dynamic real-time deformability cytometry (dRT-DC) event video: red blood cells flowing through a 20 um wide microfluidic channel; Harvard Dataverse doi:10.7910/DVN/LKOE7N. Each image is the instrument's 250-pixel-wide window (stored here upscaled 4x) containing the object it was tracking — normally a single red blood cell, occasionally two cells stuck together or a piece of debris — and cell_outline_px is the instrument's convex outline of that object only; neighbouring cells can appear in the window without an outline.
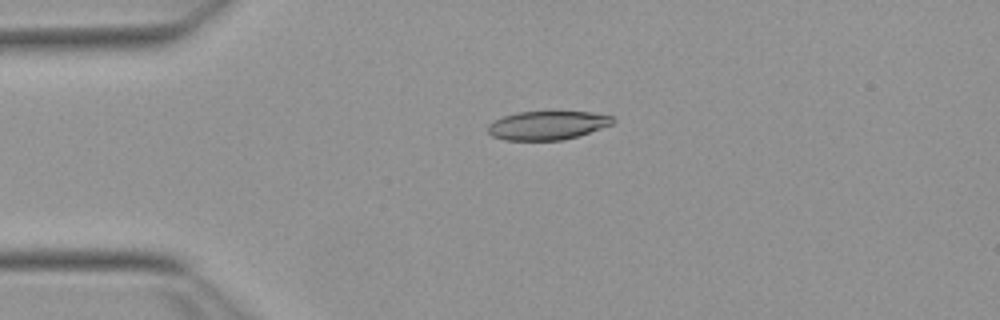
{"species": "Egyptian fruit bat (a non-hibernating species)", "species_latin": "Rousettus aegyptiacus", "temperature_condition": "warm", "stored_images_in_passage": 42, "camera_frame_rate_fps": 3000, "um_per_image_px": 0.085, "animal": {"sex": "female"}, "frame": {"image": 1, "passage_image": 1, "time_ms": 0.0, "image_size_px": [1000, 320], "cell_outline_px": [[616, 120], [612, 124], [564, 140], [504, 140], [492, 136], [488, 132], [488, 124], [492, 120], [504, 116], [520, 112], [592, 112], [612, 116]], "centroid_in_image_um": [46.49, 10.65], "position_along_channel_um": 38.5, "area_um2": 20.75}}
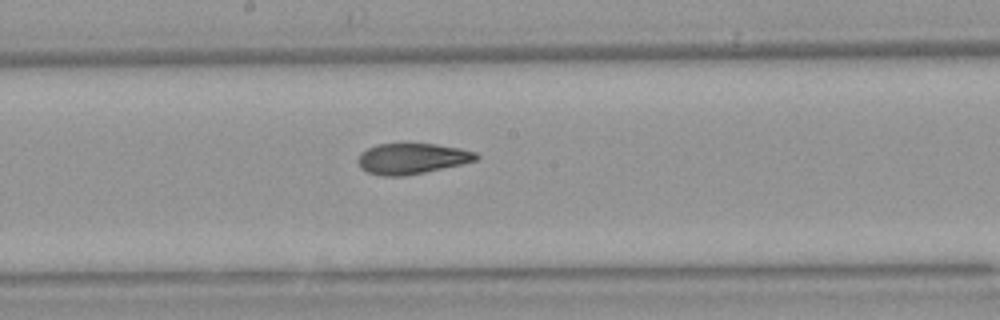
{"frame": {"image": 2, "passage_image": 17, "time_ms": 5.333, "image_size_px": [1000, 320], "cell_outline_px": [[480, 156], [476, 160], [460, 164], [424, 172], [404, 176], [380, 176], [368, 172], [360, 168], [356, 160], [360, 152], [376, 144], [436, 144], [460, 148], [476, 152]], "centroid_in_image_um": [34.97, 13.48], "position_along_channel_um": 213.2, "area_um2": 21.15}}
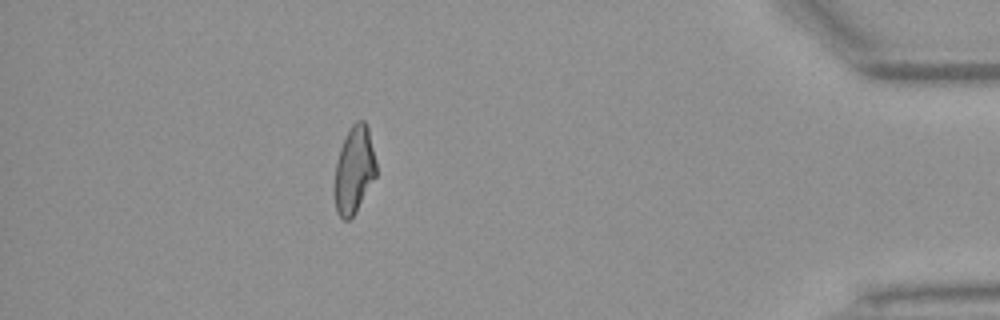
{"frame": {"image": 3, "passage_image": 36, "time_ms": 11.667, "image_size_px": [1000, 320], "cell_outline_px": [[376, 176], [356, 212], [348, 220], [344, 220], [336, 212], [336, 160], [340, 148], [352, 124], [356, 120], [364, 120], [368, 128], [376, 160]], "centroid_in_image_um": [30.13, 14.42], "position_along_channel_um": 405.1, "area_um2": 20.75}, "authors_computed_cell_mechanics": {"area_um2": 21.7906, "velocity_mm_per_s": 3.8421, "shape_relaxation_time_tau1_ms": 9.7639, "shape_relaxation_time_tau2_ms": 2.6977, "deformation_change_tau1": 0.2529, "deformation_change_tau2": 0.104}}